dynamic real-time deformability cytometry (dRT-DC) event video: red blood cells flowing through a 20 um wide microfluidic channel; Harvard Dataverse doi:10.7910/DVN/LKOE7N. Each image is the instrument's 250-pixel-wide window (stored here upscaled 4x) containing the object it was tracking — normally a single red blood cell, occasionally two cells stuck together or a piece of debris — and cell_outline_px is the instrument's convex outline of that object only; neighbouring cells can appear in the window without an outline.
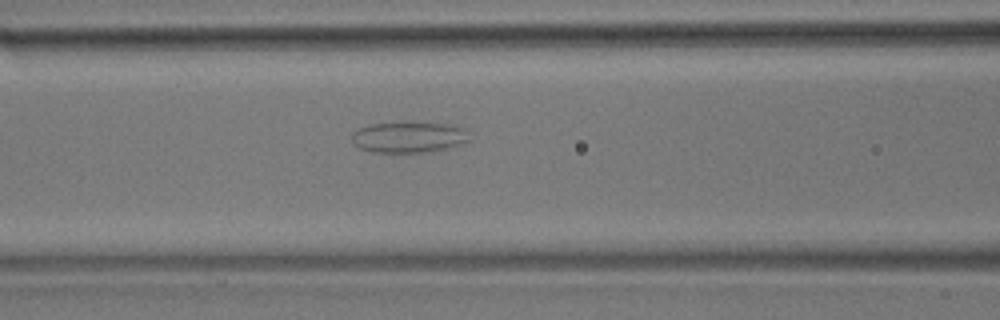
{"species": "common noctule bat (a hibernating species)", "species_latin": "Nyctalus noctula", "temperature_condition": "room temperature", "stored_images_in_passage": 47, "camera_frame_rate_fps": 3000, "um_per_image_px": 0.085, "animal": {"sex": "male", "body_mass_g": 17.9}, "frame": {"image": 1, "passage_image": 15, "time_ms": 4.667, "image_size_px": [1000, 320], "cell_outline_px": [[472, 140], [464, 144], [432, 152], [372, 152], [360, 148], [352, 140], [352, 132], [360, 128], [372, 124], [456, 124], [468, 128]], "centroid_in_image_um": [34.88, 11.68], "position_along_channel_um": 131.7, "area_um2": 21.15}}
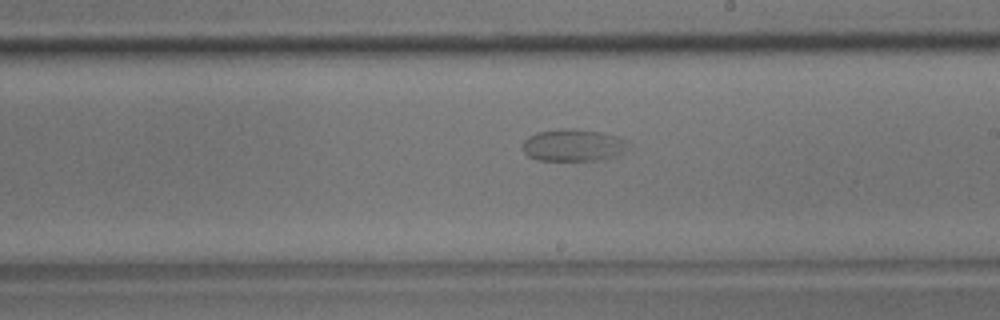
{"frame": {"image": 2, "passage_image": 24, "time_ms": 7.667, "image_size_px": [1000, 320], "cell_outline_px": [[632, 148], [612, 156], [596, 160], [536, 160], [528, 156], [520, 148], [524, 140], [528, 136], [536, 132], [560, 128], [572, 128], [600, 132], [616, 136], [628, 140]], "centroid_in_image_um": [48.7, 12.33], "position_along_channel_um": 240.3, "area_um2": 20.06}}
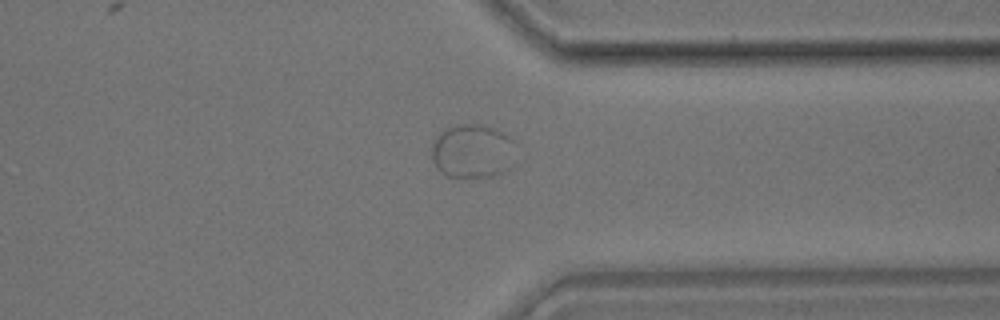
{"frame": {"image": 3, "passage_image": 35, "time_ms": 11.333, "image_size_px": [1000, 320], "cell_outline_px": [[516, 140], [508, 168], [504, 172], [496, 176], [444, 176], [436, 168], [432, 160], [432, 144], [436, 136], [440, 132], [456, 124], [484, 124], [496, 128], [504, 132]], "centroid_in_image_um": [40.15, 12.82], "position_along_channel_um": 371.3, "area_um2": 26.65}}